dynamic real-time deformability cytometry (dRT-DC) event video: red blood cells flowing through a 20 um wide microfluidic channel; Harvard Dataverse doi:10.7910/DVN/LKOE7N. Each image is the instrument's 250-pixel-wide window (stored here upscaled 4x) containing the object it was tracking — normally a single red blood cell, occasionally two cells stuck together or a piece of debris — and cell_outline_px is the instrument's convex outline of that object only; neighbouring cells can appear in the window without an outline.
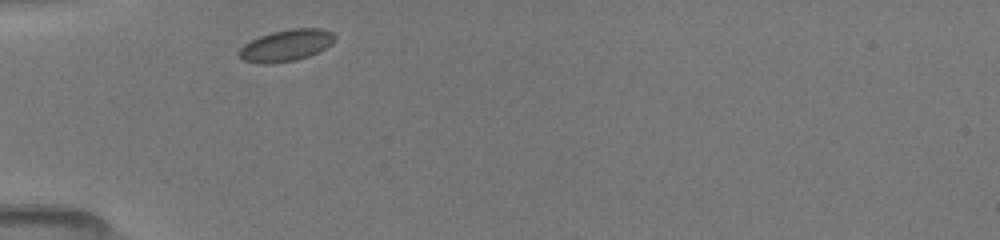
{"species": "common noctule bat (a hibernating species)", "species_latin": "Nyctalus noctula", "temperature_condition": "room temperature", "stored_images_in_passage": 30, "camera_frame_rate_fps": 3000, "um_per_image_px": 0.085, "animal": {"sex": "female", "body_mass_g": 19.5, "forearm_length_mm": 54.1}, "frame": {"image": 1, "passage_image": 1, "time_ms": 0.0, "image_size_px": [1000, 240], "cell_outline_px": [[336, 40], [332, 44], [308, 56], [296, 60], [272, 64], [264, 64], [244, 60], [236, 56], [236, 52], [244, 44], [260, 36], [272, 32], [292, 28], [320, 28], [332, 32], [336, 36]], "centroid_in_image_um": [24.3, 3.86], "position_along_channel_um": 60.7, "area_um2": 17.74}}
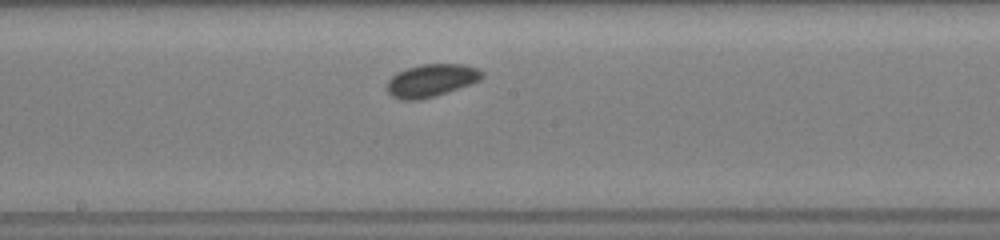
{"frame": {"image": 2, "passage_image": 13, "time_ms": 4.0, "image_size_px": [1000, 240], "cell_outline_px": [[484, 76], [480, 80], [472, 84], [436, 96], [420, 100], [400, 100], [392, 96], [388, 92], [388, 80], [396, 72], [420, 64], [464, 64], [476, 68], [484, 72]], "centroid_in_image_um": [36.68, 6.84], "position_along_channel_um": 211.5, "area_um2": 18.26}}
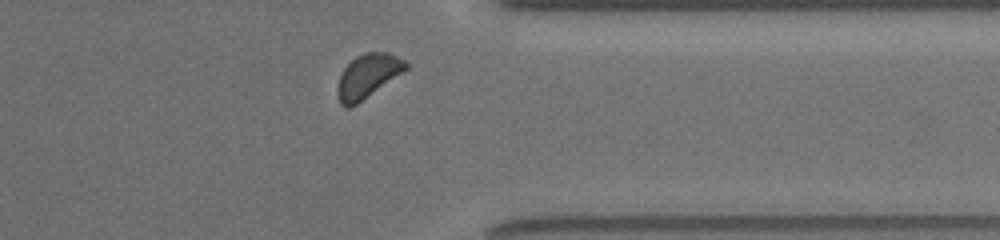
{"frame": {"image": 3, "passage_image": 26, "time_ms": 8.333, "image_size_px": [1000, 240], "cell_outline_px": [[408, 68], [356, 104], [348, 108], [344, 108], [340, 104], [336, 92], [336, 88], [340, 76], [344, 68], [356, 56], [364, 52], [388, 52], [404, 60], [408, 64]], "centroid_in_image_um": [31.22, 6.46], "position_along_channel_um": 380.2, "area_um2": 17.22}, "authors_computed_cell_mechanics": {"area_um2": 17.1666, "velocity_mm_per_s": 3.9601, "shape_relaxation_time_tau1_ms": 0.48, "shape_relaxation_time_tau2_ms": 10.1052, "deformation_change_tau1": 0.0277, "deformation_change_tau2": 0.1006}}